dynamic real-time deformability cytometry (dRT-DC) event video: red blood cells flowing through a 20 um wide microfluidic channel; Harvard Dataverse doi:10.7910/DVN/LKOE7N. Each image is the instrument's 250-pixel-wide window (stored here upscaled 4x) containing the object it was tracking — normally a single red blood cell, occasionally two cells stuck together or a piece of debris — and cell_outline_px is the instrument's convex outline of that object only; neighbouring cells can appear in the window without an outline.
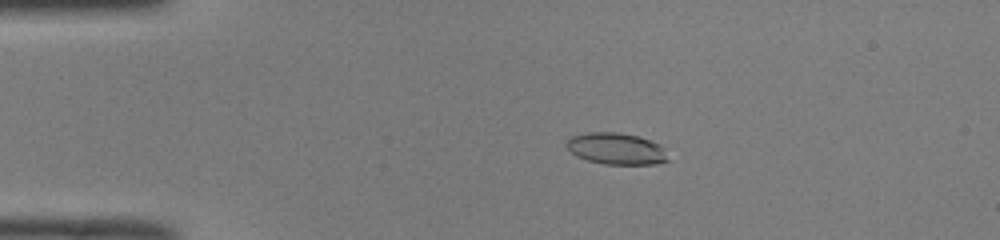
{"species": "common noctule bat (a hibernating species)", "species_latin": "Nyctalus noctula", "temperature_condition": "room temperature", "stored_images_in_passage": 51, "camera_frame_rate_fps": 3000, "um_per_image_px": 0.085, "animal": {"sex": "male", "body_mass_g": 19.0, "forearm_length_mm": 50.8}, "frame": {"image": 1, "passage_image": 11, "time_ms": 3.333, "image_size_px": [1000, 240], "cell_outline_px": [[668, 160], [660, 164], [604, 164], [588, 160], [576, 156], [564, 144], [572, 136], [588, 132], [616, 132], [640, 136], [660, 144], [664, 148]], "centroid_in_image_um": [52.4, 12.63], "position_along_channel_um": 32.6, "area_um2": 18.73}}
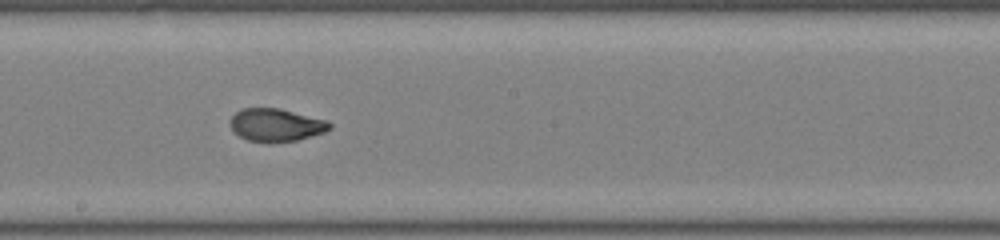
{"frame": {"image": 2, "passage_image": 29, "time_ms": 9.333, "image_size_px": [1000, 240], "cell_outline_px": [[332, 128], [324, 132], [296, 140], [248, 140], [240, 136], [228, 124], [228, 120], [240, 108], [280, 108], [328, 120], [332, 124]], "centroid_in_image_um": [23.47, 10.57], "position_along_channel_um": 224.7, "area_um2": 18.67}}
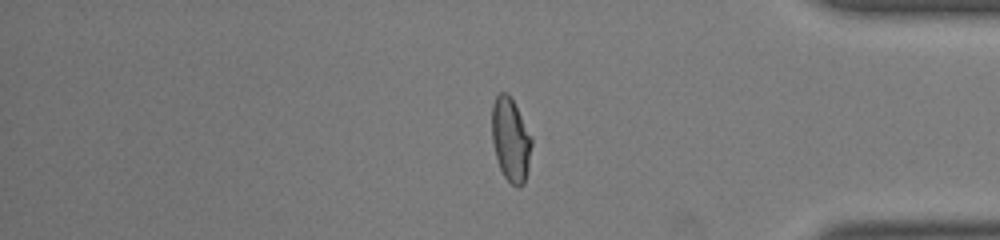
{"frame": {"image": 3, "passage_image": 43, "time_ms": 14.0, "image_size_px": [1000, 240], "cell_outline_px": [[532, 144], [528, 168], [524, 184], [520, 188], [516, 188], [504, 176], [500, 168], [496, 156], [492, 140], [492, 104], [496, 96], [500, 92], [508, 92], [532, 140]], "centroid_in_image_um": [43.39, 11.9], "position_along_channel_um": 391.8, "area_um2": 19.07}, "authors_computed_cell_mechanics": {"area_um2": 19.3052, "velocity_mm_per_s": 4.0336, "shape_relaxation_time_tau1_ms": 5.7616, "shape_relaxation_time_tau2_ms": 1.1186, "deformation_change_tau1": 0.2125, "deformation_change_tau2": 0.054}}